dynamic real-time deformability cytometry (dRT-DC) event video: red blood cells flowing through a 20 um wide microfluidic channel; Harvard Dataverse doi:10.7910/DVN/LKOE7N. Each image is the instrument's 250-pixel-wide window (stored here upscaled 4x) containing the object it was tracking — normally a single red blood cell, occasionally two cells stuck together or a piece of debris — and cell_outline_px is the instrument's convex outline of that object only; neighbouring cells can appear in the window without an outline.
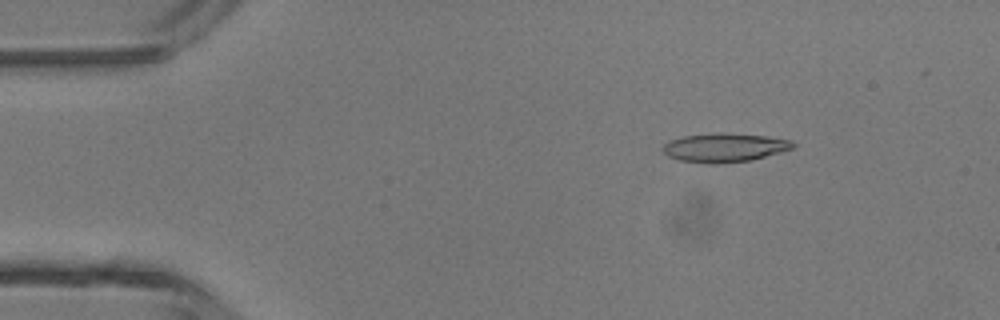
{"species": "common noctule bat (a hibernating species)", "species_latin": "Nyctalus noctula", "temperature_condition": "room temperature", "stored_images_in_passage": 3, "camera_frame_rate_fps": 3000, "um_per_image_px": 0.085, "animal": {"sex": "male", "body_mass_g": 13.3}, "frame": {"image": 1, "passage_image": 2, "time_ms": 0.333, "image_size_px": [1000, 320], "cell_outline_px": [[796, 144], [792, 148], [780, 152], [752, 160], [708, 164], [680, 160], [668, 156], [660, 148], [668, 140], [684, 136], [716, 132], [724, 132], [764, 136], [792, 140]], "centroid_in_image_um": [61.55, 12.53], "position_along_channel_um": 23.5, "area_um2": 21.91}}